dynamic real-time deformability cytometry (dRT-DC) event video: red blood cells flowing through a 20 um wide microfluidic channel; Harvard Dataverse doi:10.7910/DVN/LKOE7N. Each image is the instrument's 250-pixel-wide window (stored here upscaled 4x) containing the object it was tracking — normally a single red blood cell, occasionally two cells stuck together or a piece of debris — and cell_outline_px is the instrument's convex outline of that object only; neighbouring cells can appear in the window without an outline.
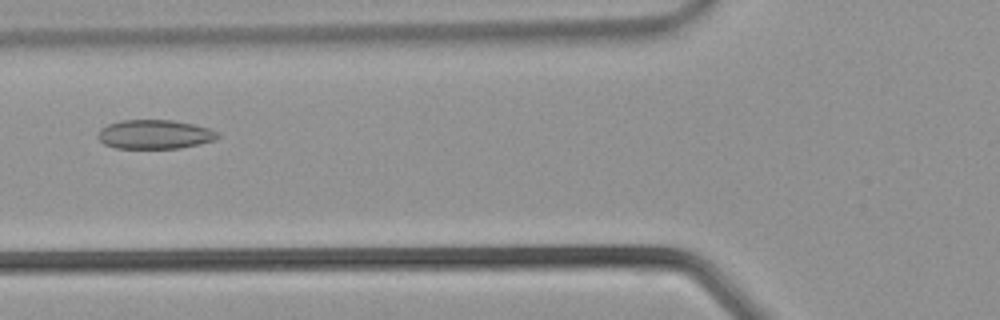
{"species": "common noctule bat (a hibernating species)", "species_latin": "Nyctalus noctula", "temperature_condition": "warm", "stored_images_in_passage": 26, "camera_frame_rate_fps": 3000, "um_per_image_px": 0.085, "animal": {"sex": "male", "body_mass_g": 21.5, "forearm_length_mm": 52.0}, "frame": {"image": 1, "passage_image": 4, "time_ms": 1.0, "image_size_px": [1000, 320], "cell_outline_px": [[220, 136], [216, 140], [200, 144], [180, 148], [116, 148], [104, 144], [96, 136], [96, 132], [100, 128], [108, 124], [120, 120], [172, 120], [192, 124], [208, 128], [216, 132]], "centroid_in_image_um": [13.11, 11.42], "position_along_channel_um": 112.7, "area_um2": 20.4}}
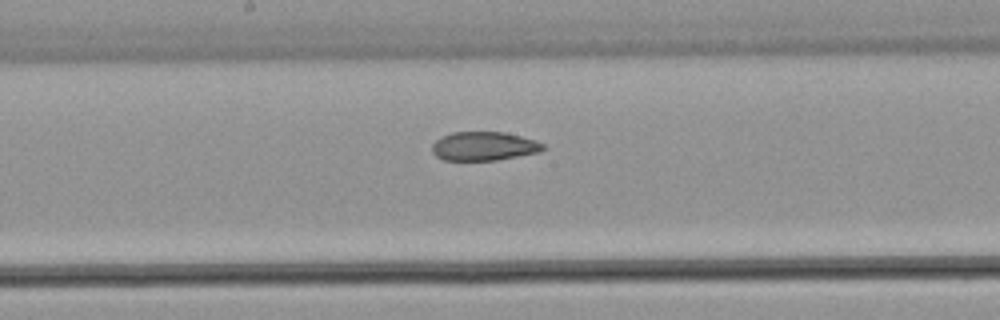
{"frame": {"image": 2, "passage_image": 9, "time_ms": 2.667, "image_size_px": [1000, 320], "cell_outline_px": [[548, 148], [540, 152], [496, 160], [444, 160], [436, 156], [432, 152], [432, 144], [440, 136], [452, 132], [504, 132], [536, 140], [544, 144]], "centroid_in_image_um": [41.14, 12.42], "position_along_channel_um": 207.1, "area_um2": 18.79}}
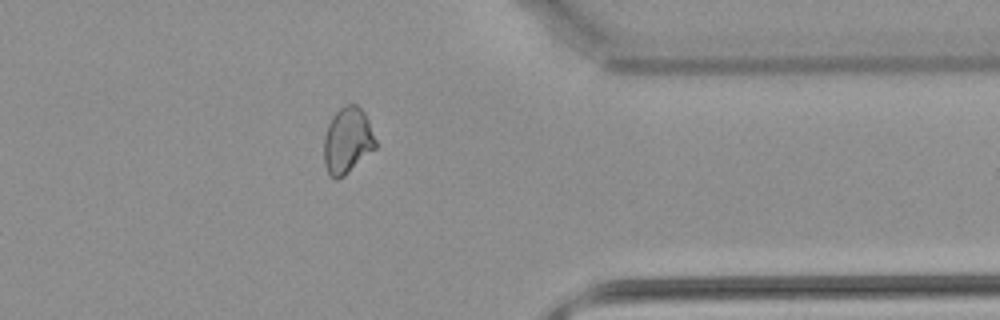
{"frame": {"image": 3, "passage_image": 19, "time_ms": 6.0, "image_size_px": [1000, 320], "cell_outline_px": [[376, 148], [344, 176], [336, 180], [328, 172], [324, 164], [324, 136], [328, 124], [332, 116], [344, 104], [356, 104], [364, 112], [368, 120], [376, 140]], "centroid_in_image_um": [29.53, 11.94], "position_along_channel_um": 381.9, "area_um2": 19.88}}